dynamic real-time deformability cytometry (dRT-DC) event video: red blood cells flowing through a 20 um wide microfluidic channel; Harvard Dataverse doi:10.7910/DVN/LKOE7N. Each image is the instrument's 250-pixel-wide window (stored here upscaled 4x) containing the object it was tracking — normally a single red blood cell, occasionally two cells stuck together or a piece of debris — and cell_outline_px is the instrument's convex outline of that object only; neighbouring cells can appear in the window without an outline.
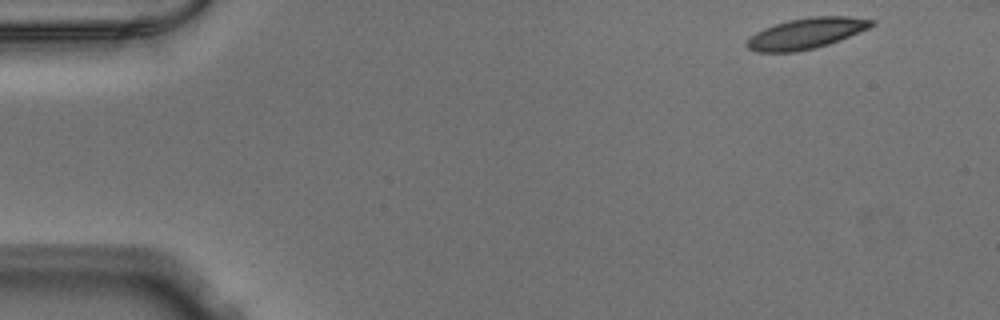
{"species": "Egyptian fruit bat (a non-hibernating species)", "species_latin": "Rousettus aegyptiacus", "temperature_condition": "warm", "stored_images_in_passage": 49, "camera_frame_rate_fps": 3000, "um_per_image_px": 0.085, "animal": {"sex": "male"}, "frame": {"image": 1, "passage_image": 1, "time_ms": 0.0, "image_size_px": [1000, 320], "cell_outline_px": [[876, 24], [868, 28], [840, 40], [816, 48], [796, 52], [756, 52], [748, 48], [744, 44], [756, 32], [764, 28], [788, 20], [812, 16], [848, 16], [876, 20]], "centroid_in_image_um": [68.54, 2.84], "position_along_channel_um": 16.5, "area_um2": 22.37}}
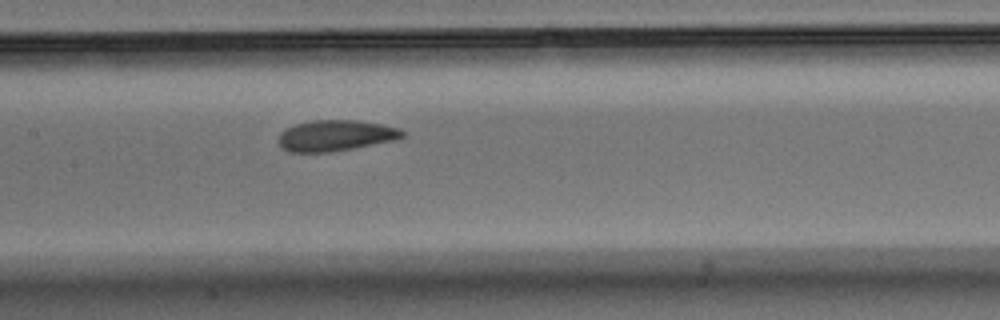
{"frame": {"image": 2, "passage_image": 22, "time_ms": 7.0, "image_size_px": [1000, 320], "cell_outline_px": [[404, 136], [396, 140], [332, 152], [288, 152], [280, 148], [280, 132], [296, 124], [312, 120], [356, 120], [380, 124], [400, 128], [404, 132]], "centroid_in_image_um": [28.53, 11.53], "position_along_channel_um": 178.9, "area_um2": 22.31}}
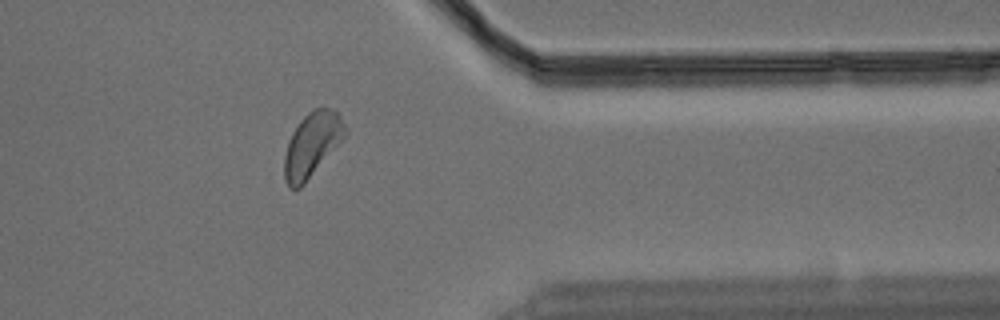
{"frame": {"image": 3, "passage_image": 39, "time_ms": 12.667, "image_size_px": [1000, 320], "cell_outline_px": [[348, 132], [304, 184], [300, 188], [288, 188], [284, 180], [284, 156], [288, 140], [292, 132], [300, 120], [312, 108], [332, 108], [340, 116]], "centroid_in_image_um": [26.49, 12.29], "position_along_channel_um": 384.9, "area_um2": 22.6}}